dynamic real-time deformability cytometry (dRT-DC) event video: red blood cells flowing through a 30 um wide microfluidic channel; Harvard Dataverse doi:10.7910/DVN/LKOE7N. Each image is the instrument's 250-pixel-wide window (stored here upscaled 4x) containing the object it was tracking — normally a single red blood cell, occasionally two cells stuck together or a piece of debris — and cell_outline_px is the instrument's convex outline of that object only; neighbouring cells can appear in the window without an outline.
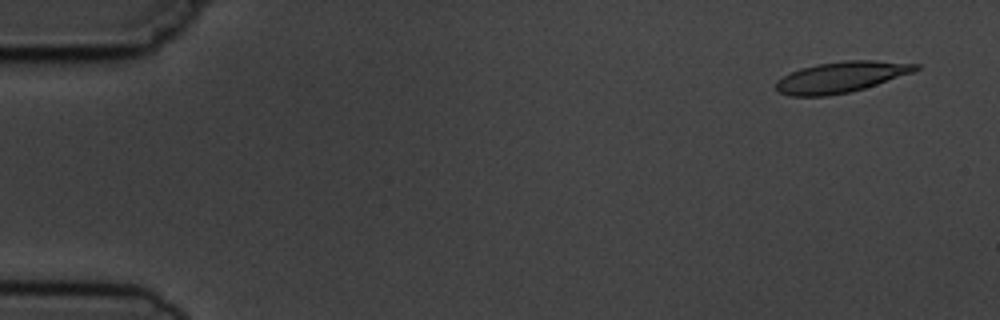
{"species": "common noctule bat (a hibernating species)", "species_latin": "Nyctalus noctula", "temperature_condition": "cold", "stored_images_in_passage": 5, "camera_frame_rate_fps": 3000, "um_per_image_px": 0.085, "animal": {"sex": "male", "body_mass_g": 19.5, "forearm_length_mm": 54.6}, "frame": {"image": 1, "passage_image": 1, "time_ms": 0.0, "image_size_px": [1000, 320], "cell_outline_px": [[920, 68], [912, 72], [864, 88], [848, 92], [828, 96], [788, 96], [780, 92], [776, 88], [776, 80], [800, 68], [816, 64], [844, 60], [876, 60], [920, 64]], "centroid_in_image_um": [71.47, 6.54], "position_along_channel_um": 13.5, "area_um2": 24.97}}